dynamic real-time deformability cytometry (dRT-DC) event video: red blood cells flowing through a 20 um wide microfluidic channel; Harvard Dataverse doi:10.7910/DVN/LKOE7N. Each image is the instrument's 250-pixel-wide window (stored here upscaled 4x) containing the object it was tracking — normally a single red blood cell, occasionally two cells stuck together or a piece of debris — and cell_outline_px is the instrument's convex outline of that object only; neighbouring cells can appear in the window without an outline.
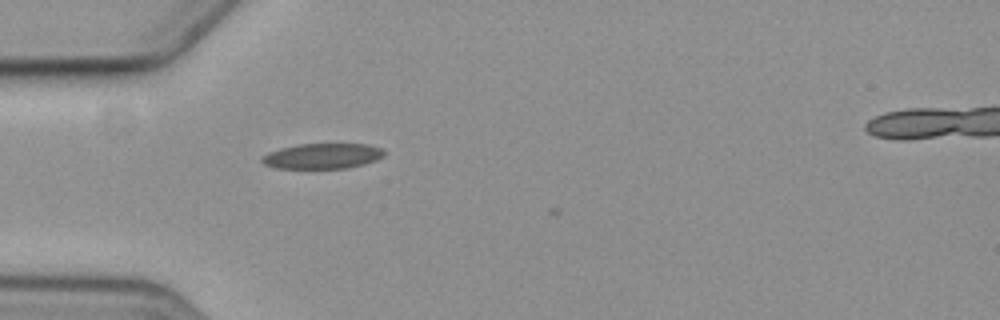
{"species": "common noctule bat (a hibernating species)", "species_latin": "Nyctalus noctula", "temperature_condition": "cold", "stored_images_in_passage": 3, "camera_frame_rate_fps": 3000, "um_per_image_px": 0.085, "animal": {"sex": "female", "body_mass_g": 19.3, "forearm_length_mm": 54.1}, "frame": {"image": 1, "passage_image": 2, "time_ms": 1.333, "image_size_px": [1000, 320], "cell_outline_px": [[384, 156], [376, 160], [364, 164], [348, 168], [276, 168], [264, 164], [260, 160], [260, 156], [268, 152], [280, 148], [296, 144], [368, 144], [380, 148], [384, 152]], "centroid_in_image_um": [27.37, 13.26], "position_along_channel_um": 57.6, "area_um2": 18.15}}